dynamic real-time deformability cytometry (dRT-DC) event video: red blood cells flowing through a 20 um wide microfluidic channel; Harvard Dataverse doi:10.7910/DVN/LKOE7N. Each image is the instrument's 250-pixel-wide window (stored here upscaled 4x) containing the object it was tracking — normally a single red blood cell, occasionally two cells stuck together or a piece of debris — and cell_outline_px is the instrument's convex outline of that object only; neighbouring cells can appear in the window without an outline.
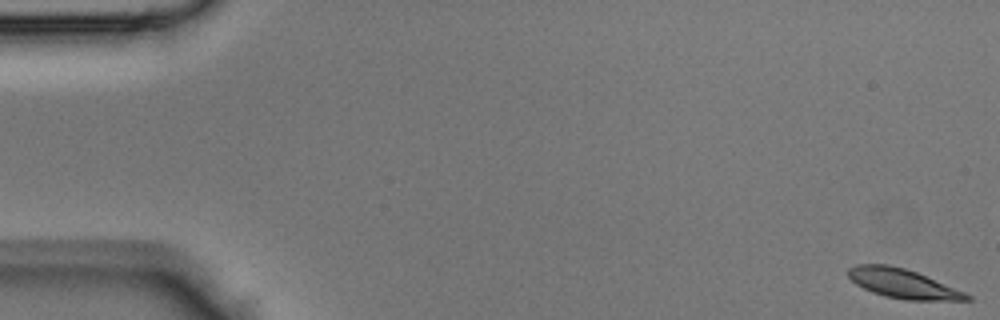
{"species": "Egyptian fruit bat (a non-hibernating species)", "species_latin": "Rousettus aegyptiacus", "temperature_condition": "room temperature", "stored_images_in_passage": 14, "camera_frame_rate_fps": 3000, "um_per_image_px": 0.085, "animal": {"sex": "male"}, "frame": {"image": 1, "passage_image": 1, "time_ms": 0.0, "image_size_px": [1000, 320], "cell_outline_px": [[972, 300], [904, 300], [884, 296], [872, 292], [856, 284], [848, 276], [848, 268], [856, 264], [888, 264], [904, 268], [916, 272], [964, 292], [972, 296]], "centroid_in_image_um": [76.71, 24.1], "position_along_channel_um": 8.3, "area_um2": 20.06}}